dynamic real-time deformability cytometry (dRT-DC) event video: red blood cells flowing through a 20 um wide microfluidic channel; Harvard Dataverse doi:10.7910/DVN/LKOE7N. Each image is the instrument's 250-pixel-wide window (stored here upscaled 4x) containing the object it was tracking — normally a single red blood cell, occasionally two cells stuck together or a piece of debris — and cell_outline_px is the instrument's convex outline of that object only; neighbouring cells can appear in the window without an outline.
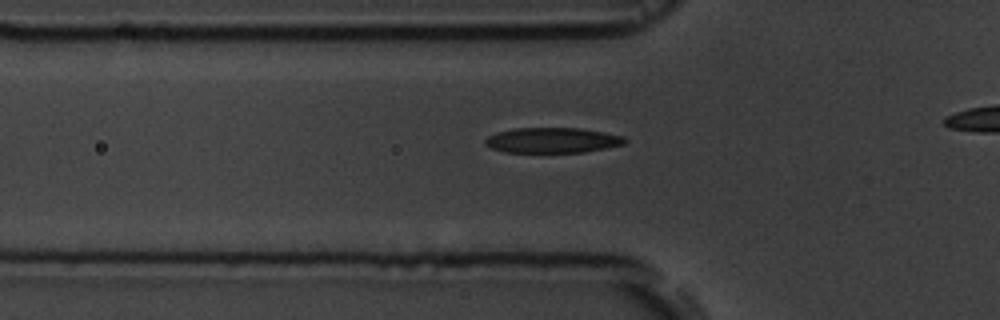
{"species": "common noctule bat (a hibernating species)", "species_latin": "Nyctalus noctula", "temperature_condition": "room temperature", "stored_images_in_passage": 29, "camera_frame_rate_fps": 3000, "um_per_image_px": 0.085, "animal": {"sex": "male", "body_mass_g": 19.5, "forearm_length_mm": 54.6}, "frame": {"image": 1, "passage_image": 2, "time_ms": 0.333, "image_size_px": [1000, 320], "cell_outline_px": [[628, 140], [624, 144], [584, 152], [504, 152], [492, 148], [484, 144], [484, 140], [488, 136], [496, 132], [516, 128], [580, 128], [604, 132], [624, 136]], "centroid_in_image_um": [46.94, 11.92], "position_along_channel_um": 78.9, "area_um2": 20.58}}
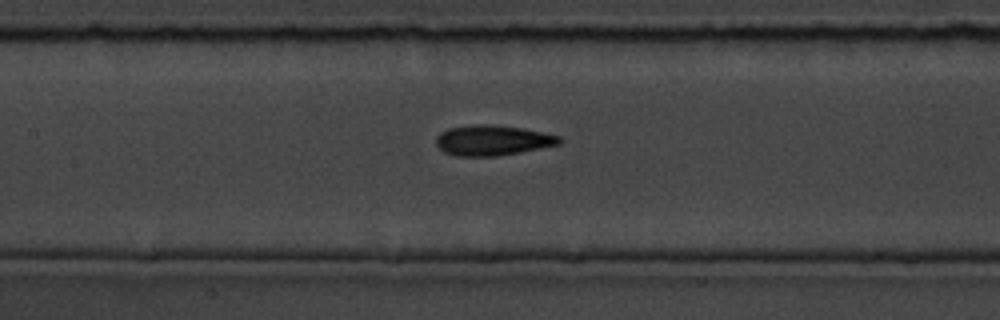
{"frame": {"image": 2, "passage_image": 9, "time_ms": 2.667, "image_size_px": [1000, 320], "cell_outline_px": [[564, 140], [560, 144], [520, 152], [496, 156], [456, 156], [444, 152], [436, 144], [436, 136], [440, 132], [448, 128], [472, 124], [492, 124], [524, 128], [544, 132], [560, 136]], "centroid_in_image_um": [41.87, 11.91], "position_along_channel_um": 165.5, "area_um2": 22.02}}
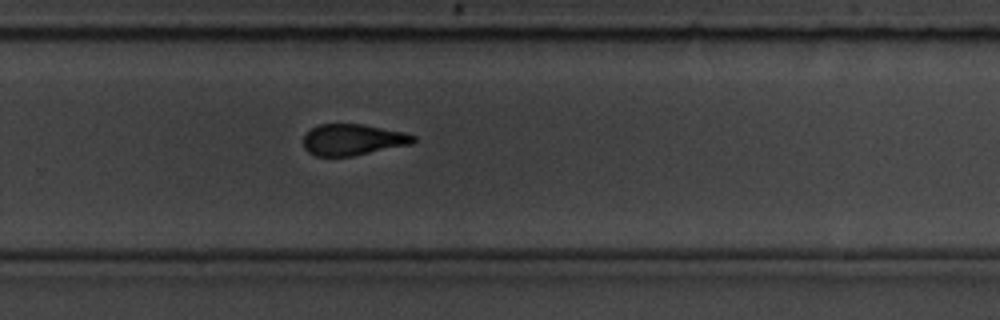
{"frame": {"image": 3, "passage_image": 20, "time_ms": 6.333, "image_size_px": [1000, 320], "cell_outline_px": [[416, 140], [412, 144], [352, 156], [316, 156], [308, 152], [304, 148], [304, 136], [316, 124], [360, 124], [404, 132], [416, 136]], "centroid_in_image_um": [29.99, 11.87], "position_along_channel_um": 299.8, "area_um2": 19.94}}